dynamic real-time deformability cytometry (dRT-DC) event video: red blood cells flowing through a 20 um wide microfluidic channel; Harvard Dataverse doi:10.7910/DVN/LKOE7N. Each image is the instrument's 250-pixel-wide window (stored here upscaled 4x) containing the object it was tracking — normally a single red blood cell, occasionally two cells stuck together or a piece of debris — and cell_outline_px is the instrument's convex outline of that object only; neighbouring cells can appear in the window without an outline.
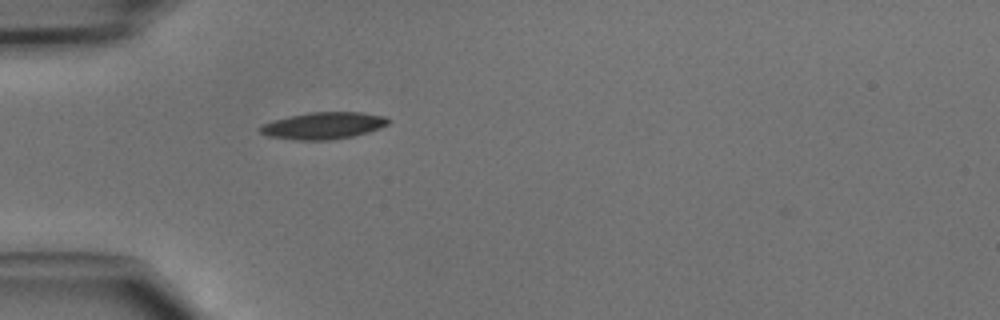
{"species": "common noctule bat (a hibernating species)", "species_latin": "Nyctalus noctula", "temperature_condition": "cold", "stored_images_in_passage": 15, "camera_frame_rate_fps": 3000, "um_per_image_px": 0.085, "animal": {"sex": "male", "body_mass_g": 15.6}, "frame": {"image": 1, "passage_image": 1, "time_ms": 0.0, "image_size_px": [1000, 320], "cell_outline_px": [[392, 120], [388, 124], [380, 128], [368, 132], [352, 136], [332, 140], [300, 140], [268, 136], [260, 132], [256, 128], [260, 124], [272, 120], [288, 116], [308, 112], [360, 112], [384, 116]], "centroid_in_image_um": [27.45, 10.67], "position_along_channel_um": 57.5, "area_um2": 20.29}}
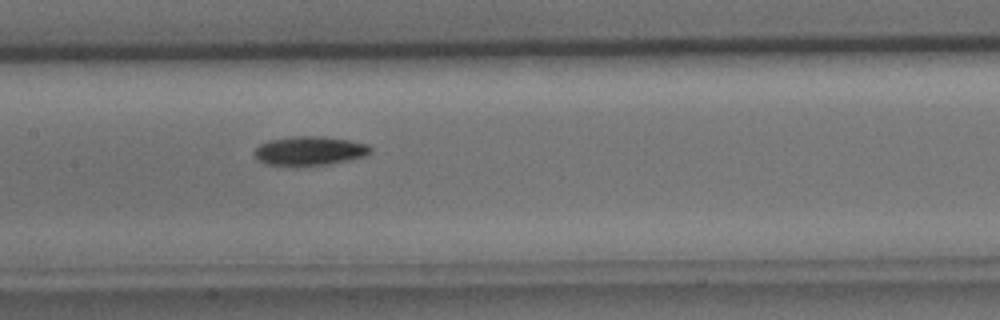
{"frame": {"image": 2, "passage_image": 10, "time_ms": 3.0, "image_size_px": [1000, 320], "cell_outline_px": [[372, 152], [364, 156], [352, 160], [328, 164], [300, 168], [296, 168], [264, 164], [256, 160], [252, 152], [260, 144], [268, 140], [292, 136], [324, 136], [348, 140], [368, 144], [372, 148]], "centroid_in_image_um": [26.26, 12.86], "position_along_channel_um": 181.1, "area_um2": 20.58}}
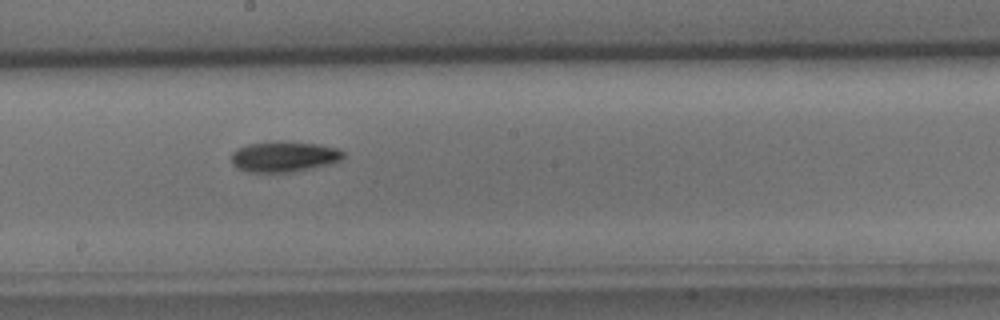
{"frame": {"image": 3, "passage_image": 13, "time_ms": 4.0, "image_size_px": [1000, 320], "cell_outline_px": [[344, 156], [340, 160], [332, 164], [296, 172], [248, 172], [236, 168], [232, 164], [232, 152], [236, 148], [248, 144], [280, 140], [320, 144], [340, 148], [344, 152]], "centroid_in_image_um": [24.17, 13.31], "position_along_channel_um": 224.0, "area_um2": 20.52}}